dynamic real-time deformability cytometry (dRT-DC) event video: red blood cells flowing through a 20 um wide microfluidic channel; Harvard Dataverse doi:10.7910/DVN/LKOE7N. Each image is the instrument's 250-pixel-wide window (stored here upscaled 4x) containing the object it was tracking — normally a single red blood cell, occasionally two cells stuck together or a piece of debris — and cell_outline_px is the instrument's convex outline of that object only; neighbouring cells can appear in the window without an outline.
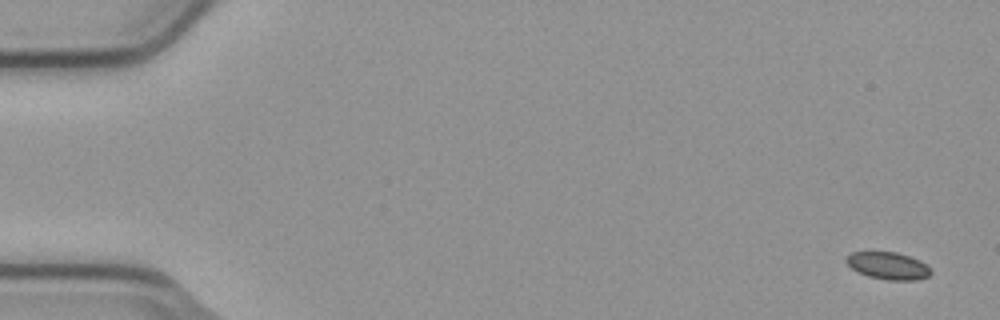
{"species": "common noctule bat (a hibernating species)", "species_latin": "Nyctalus noctula", "temperature_condition": "cold", "stored_images_in_passage": 5, "camera_frame_rate_fps": 3000, "um_per_image_px": 0.085, "animal": {"sex": "male", "body_mass_g": 23.1, "forearm_length_mm": 52.7}, "frame": {"image": 1, "passage_image": 1, "time_ms": 0.0, "image_size_px": [1000, 320], "cell_outline_px": [[932, 272], [928, 276], [916, 280], [888, 280], [868, 276], [856, 272], [844, 260], [852, 252], [896, 252], [920, 260]], "centroid_in_image_um": [75.46, 22.59], "position_along_channel_um": 9.5, "area_um2": 13.29}}
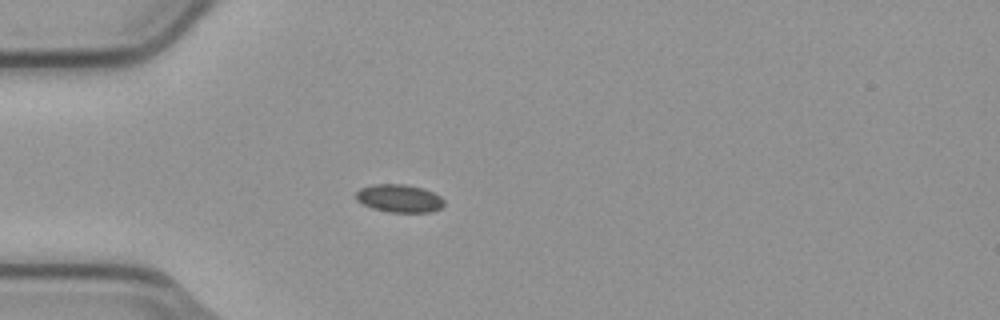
{"frame": {"image": 2, "passage_image": 5, "time_ms": 1.333, "image_size_px": [1000, 320], "cell_outline_px": [[444, 204], [440, 208], [432, 212], [388, 212], [372, 208], [356, 200], [356, 192], [360, 188], [372, 184], [404, 184], [424, 188], [440, 196], [444, 200]], "centroid_in_image_um": [33.93, 16.86], "position_along_channel_um": 51.1, "area_um2": 14.39}}